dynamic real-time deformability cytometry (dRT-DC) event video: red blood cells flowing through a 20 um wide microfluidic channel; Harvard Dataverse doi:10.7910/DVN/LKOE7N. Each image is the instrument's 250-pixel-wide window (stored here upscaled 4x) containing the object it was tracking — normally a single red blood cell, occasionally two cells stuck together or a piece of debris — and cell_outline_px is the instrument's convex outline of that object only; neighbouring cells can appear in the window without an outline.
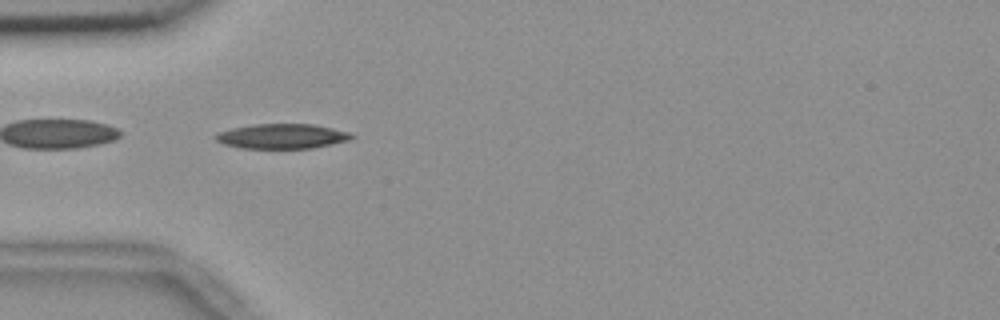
{"species": "common noctule bat (a hibernating species)", "species_latin": "Nyctalus noctula", "temperature_condition": "room temperature", "stored_images_in_passage": 39, "camera_frame_rate_fps": 3000, "um_per_image_px": 0.085, "animal": {"sex": "female", "body_mass_g": 18.4}, "frame": {"image": 1, "passage_image": 1, "time_ms": 0.0, "image_size_px": [1000, 320], "cell_outline_px": [[356, 136], [348, 140], [332, 144], [312, 148], [240, 148], [224, 144], [216, 140], [212, 136], [220, 132], [232, 128], [256, 124], [312, 124], [332, 128], [348, 132]], "centroid_in_image_um": [23.96, 11.58], "position_along_channel_um": 61.0, "area_um2": 19.54}}
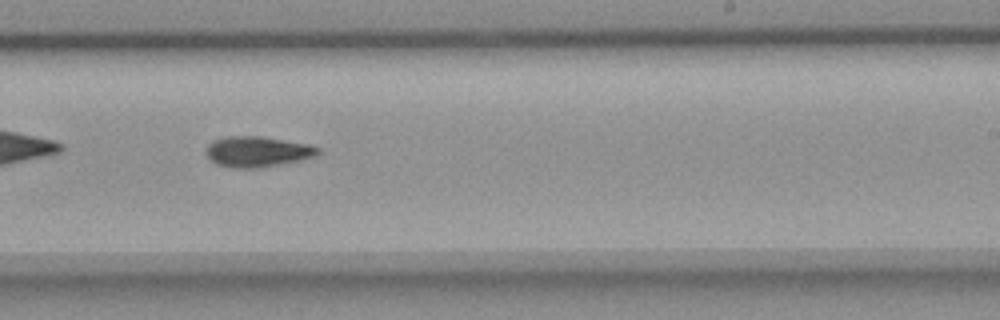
{"frame": {"image": 2, "passage_image": 18, "time_ms": 5.667, "image_size_px": [1000, 320], "cell_outline_px": [[320, 152], [316, 156], [300, 160], [264, 168], [232, 168], [216, 164], [208, 160], [204, 152], [204, 148], [212, 140], [224, 136], [260, 136], [308, 144], [320, 148]], "centroid_in_image_um": [21.81, 12.9], "position_along_channel_um": 267.2, "area_um2": 20.4}}
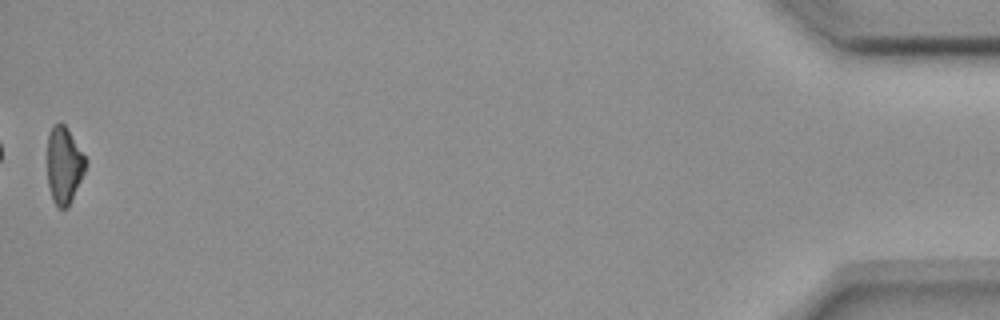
{"frame": {"image": 3, "passage_image": 39, "time_ms": 12.667, "image_size_px": [1000, 320], "cell_outline_px": [[88, 164], [68, 208], [60, 208], [52, 200], [48, 184], [48, 136], [52, 124], [60, 120], [68, 128], [88, 160]], "centroid_in_image_um": [5.46, 13.99], "position_along_channel_um": 429.7, "area_um2": 17.46}, "authors_computed_cell_mechanics": {"area_um2": 18.9006, "velocity_mm_per_s": 3.6816, "shape_relaxation_time_tau1_ms": 5.4267, "shape_relaxation_time_tau2_ms": null, "deformation_change_tau1": 0.1444, "deformation_change_tau2": null}}